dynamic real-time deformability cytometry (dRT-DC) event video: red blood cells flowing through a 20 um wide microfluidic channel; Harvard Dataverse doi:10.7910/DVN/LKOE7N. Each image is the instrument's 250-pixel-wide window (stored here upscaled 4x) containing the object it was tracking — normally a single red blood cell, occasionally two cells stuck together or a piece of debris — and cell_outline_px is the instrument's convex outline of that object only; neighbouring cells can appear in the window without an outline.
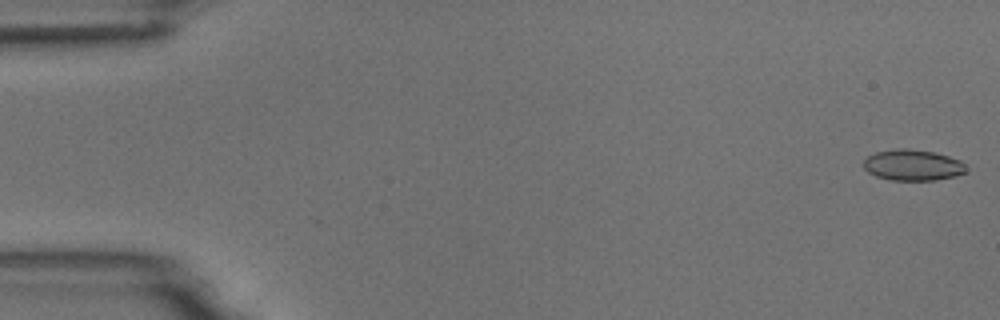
{"species": "common noctule bat (a hibernating species)", "species_latin": "Nyctalus noctula", "temperature_condition": "room temperature", "stored_images_in_passage": 5, "camera_frame_rate_fps": 3000, "um_per_image_px": 0.085, "animal": {"sex": "male", "body_mass_g": 18.8}, "frame": {"image": 1, "passage_image": 1, "time_ms": 0.0, "image_size_px": [1000, 320], "cell_outline_px": [[964, 172], [956, 176], [936, 180], [892, 180], [876, 176], [868, 172], [864, 168], [864, 160], [868, 156], [876, 152], [900, 148], [908, 148], [936, 152], [960, 160], [964, 164]], "centroid_in_image_um": [77.57, 14.03], "position_along_channel_um": 7.4, "area_um2": 18.44}}
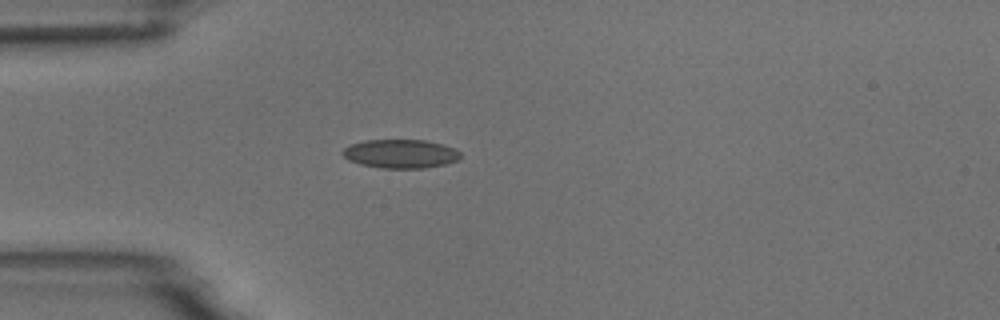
{"frame": {"image": 2, "passage_image": 5, "time_ms": 4.667, "image_size_px": [1000, 320], "cell_outline_px": [[460, 160], [444, 164], [424, 168], [380, 168], [360, 164], [348, 160], [340, 152], [348, 144], [364, 140], [424, 140], [440, 144], [452, 148], [460, 152]], "centroid_in_image_um": [33.99, 13.07], "position_along_channel_um": 51.0, "area_um2": 19.77}}